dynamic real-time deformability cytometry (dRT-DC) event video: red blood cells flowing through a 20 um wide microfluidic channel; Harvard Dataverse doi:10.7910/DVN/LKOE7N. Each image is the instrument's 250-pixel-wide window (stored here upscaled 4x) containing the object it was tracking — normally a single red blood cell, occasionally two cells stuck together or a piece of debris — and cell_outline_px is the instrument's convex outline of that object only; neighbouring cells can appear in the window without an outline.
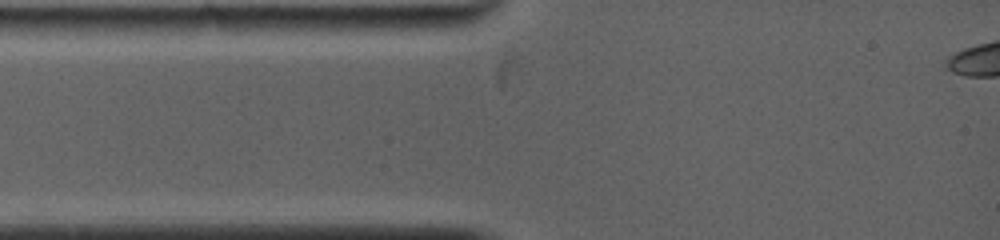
{"species": "common noctule bat (a hibernating species)", "species_latin": "Nyctalus noctula", "temperature_condition": "warm", "stored_images_in_passage": 2, "camera_frame_rate_fps": 5000, "um_per_image_px": 0.085, "animal": {"sex": "female", "body_mass_g": 19.0, "forearm_length_mm": 53.3}, "frame": {"image": 1, "passage_image": 1, "time_ms": 0.0, "image_size_px": [1000, 240], "cell_outline_px": [[464, 24], [456, 32], [404, 36], [320, 36], [292, 28], [304, 16], [452, 16], [460, 20]], "centroid_in_image_um": [32.12, 2.17], "position_along_channel_um": 52.9, "area_um2": 22.02}}